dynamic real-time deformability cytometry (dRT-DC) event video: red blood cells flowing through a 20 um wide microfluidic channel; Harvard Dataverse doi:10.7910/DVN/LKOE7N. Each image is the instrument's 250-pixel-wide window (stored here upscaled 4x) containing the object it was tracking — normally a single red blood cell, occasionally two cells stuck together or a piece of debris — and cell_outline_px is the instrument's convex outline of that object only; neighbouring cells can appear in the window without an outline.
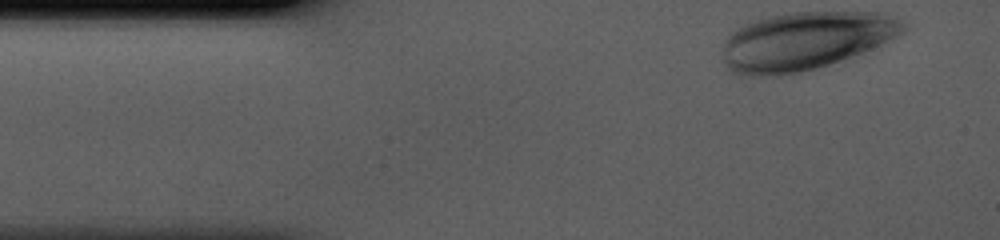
{"species": "human", "species_latin": "Homo sapiens", "temperature_condition": "cold", "stored_images_in_passage": 34, "camera_frame_rate_fps": 3000, "um_per_image_px": 0.085, "donor": {"sex": "male"}, "frame": {"image": 1, "passage_image": 1, "time_ms": 0.0, "image_size_px": [1000, 240], "cell_outline_px": [[904, 28], [900, 32], [880, 44], [840, 60], [816, 68], [780, 76], [736, 76], [724, 64], [724, 44], [728, 36], [736, 28], [744, 24], [772, 16], [792, 12], [884, 12], [904, 24]], "centroid_in_image_um": [68.36, 3.49], "position_along_channel_um": 16.6, "area_um2": 60.29}}
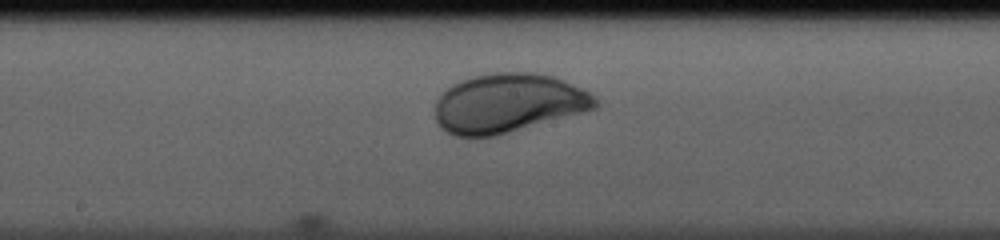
{"frame": {"image": 2, "passage_image": 19, "time_ms": 6.0, "image_size_px": [1000, 240], "cell_outline_px": [[596, 108], [496, 136], [468, 140], [456, 136], [440, 128], [436, 120], [436, 100], [452, 84], [460, 80], [472, 76], [496, 72], [532, 72], [556, 76], [588, 92], [596, 100]], "centroid_in_image_um": [43.13, 8.79], "position_along_channel_um": 205.1, "area_um2": 55.37}}
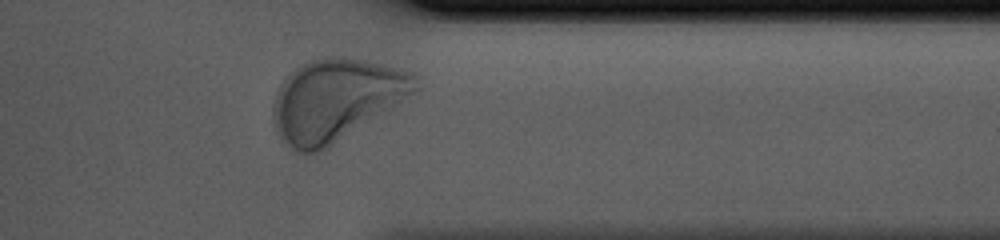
{"frame": {"image": 3, "passage_image": 32, "time_ms": 10.333, "image_size_px": [1000, 240], "cell_outline_px": [[420, 88], [416, 92], [392, 108], [328, 148], [316, 152], [300, 152], [292, 148], [280, 140], [276, 132], [272, 116], [272, 108], [276, 92], [280, 84], [296, 68], [308, 60], [328, 56], [344, 56], [404, 68], [416, 72], [420, 76]], "centroid_in_image_um": [28.6, 8.46], "position_along_channel_um": 382.8, "area_um2": 68.67}}